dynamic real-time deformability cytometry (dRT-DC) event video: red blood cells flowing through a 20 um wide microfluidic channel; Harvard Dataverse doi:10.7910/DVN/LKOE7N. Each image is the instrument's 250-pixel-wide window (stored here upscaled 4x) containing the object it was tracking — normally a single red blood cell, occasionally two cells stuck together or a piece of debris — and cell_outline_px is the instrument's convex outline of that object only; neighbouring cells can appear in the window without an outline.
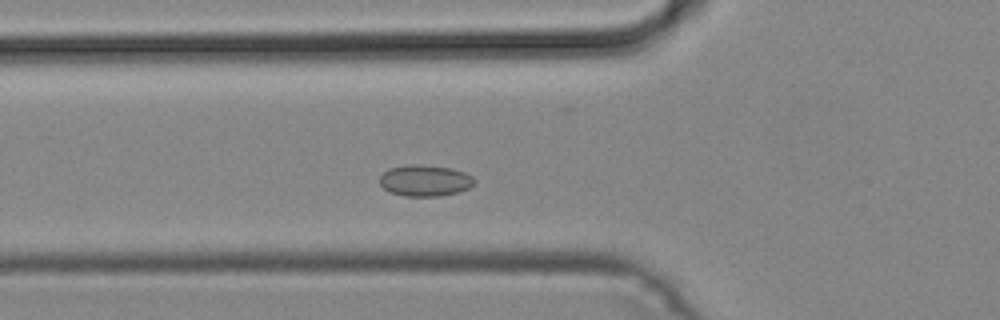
{"species": "common noctule bat (a hibernating species)", "species_latin": "Nyctalus noctula", "temperature_condition": "cold", "stored_images_in_passage": 44, "camera_frame_rate_fps": 3000, "um_per_image_px": 0.085, "animal": {"sex": "male", "body_mass_g": 19.2, "forearm_length_mm": 51.8}, "frame": {"image": 1, "passage_image": 12, "time_ms": 3.667, "image_size_px": [1000, 320], "cell_outline_px": [[476, 180], [468, 188], [456, 192], [440, 196], [404, 196], [392, 192], [384, 188], [380, 184], [380, 176], [388, 168], [412, 164], [416, 164], [452, 168], [464, 172], [472, 176]], "centroid_in_image_um": [36.11, 15.34], "position_along_channel_um": 89.7, "area_um2": 17.11}}
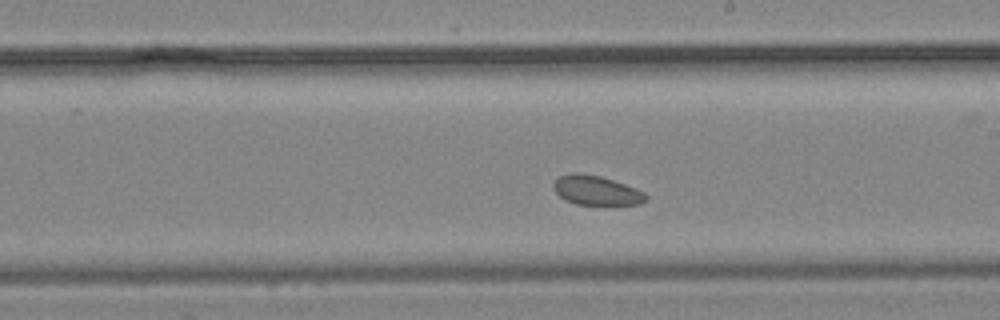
{"frame": {"image": 2, "passage_image": 23, "time_ms": 7.333, "image_size_px": [1000, 320], "cell_outline_px": [[648, 200], [640, 204], [576, 204], [564, 200], [556, 192], [552, 184], [560, 176], [572, 172], [576, 172], [600, 176], [636, 188], [644, 192], [648, 196]], "centroid_in_image_um": [50.69, 16.18], "position_along_channel_um": 238.3, "area_um2": 15.72}}
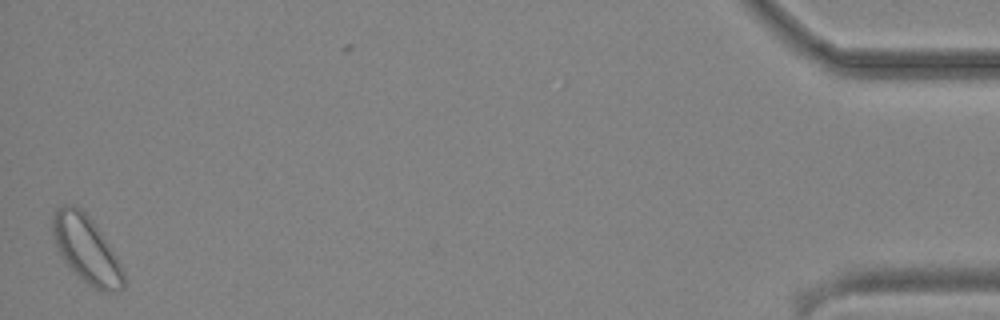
{"frame": {"image": 3, "passage_image": 44, "time_ms": 14.333, "image_size_px": [1000, 320], "cell_outline_px": [[124, 288], [116, 292], [100, 292], [88, 284], [64, 260], [56, 244], [52, 232], [52, 216], [56, 208], [64, 204], [72, 204], [80, 208], [88, 216], [120, 264], [124, 272]], "centroid_in_image_um": [7.33, 21.2], "position_along_channel_um": 427.9, "area_um2": 26.88}}